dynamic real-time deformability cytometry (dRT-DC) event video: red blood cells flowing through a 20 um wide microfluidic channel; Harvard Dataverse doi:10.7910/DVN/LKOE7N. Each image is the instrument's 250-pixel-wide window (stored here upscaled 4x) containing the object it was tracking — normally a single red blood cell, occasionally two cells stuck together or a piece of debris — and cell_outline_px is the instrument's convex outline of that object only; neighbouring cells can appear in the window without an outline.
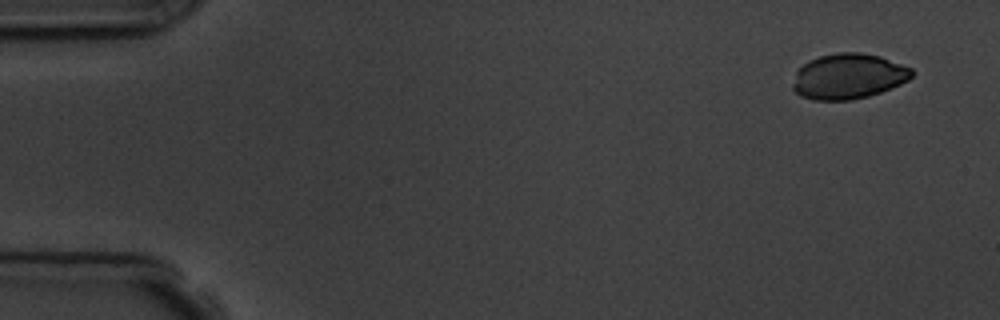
{"species": "common noctule bat (a hibernating species)", "species_latin": "Nyctalus noctula", "temperature_condition": "room temperature", "stored_images_in_passage": 5, "camera_frame_rate_fps": 3000, "um_per_image_px": 0.085, "animal": {"sex": "male", "body_mass_g": 19.5, "forearm_length_mm": 54.6}, "frame": {"image": 1, "passage_image": 1, "time_ms": 0.0, "image_size_px": [1000, 320], "cell_outline_px": [[916, 72], [908, 80], [892, 88], [868, 96], [852, 100], [812, 100], [800, 96], [792, 88], [792, 84], [796, 72], [808, 60], [820, 56], [840, 52], [860, 52], [880, 56], [912, 68]], "centroid_in_image_um": [72.12, 6.49], "position_along_channel_um": 12.9, "area_um2": 31.62}}